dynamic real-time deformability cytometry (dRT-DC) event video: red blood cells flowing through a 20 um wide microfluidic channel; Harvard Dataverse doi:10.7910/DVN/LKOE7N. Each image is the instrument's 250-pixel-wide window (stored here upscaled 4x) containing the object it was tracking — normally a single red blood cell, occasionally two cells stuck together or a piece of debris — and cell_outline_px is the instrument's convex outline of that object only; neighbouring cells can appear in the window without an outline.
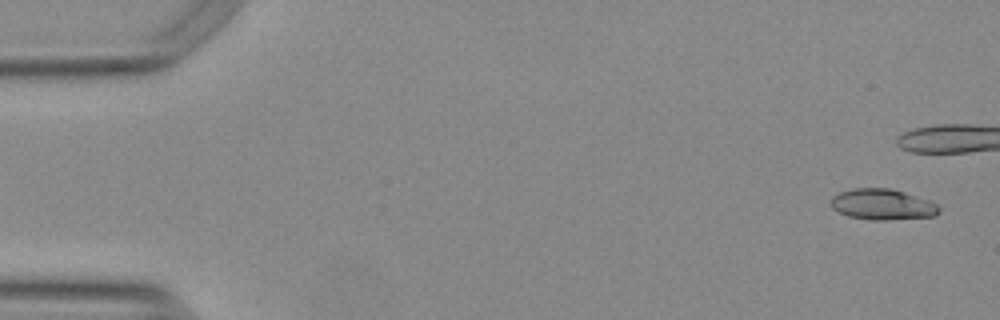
{"species": "Egyptian fruit bat (a non-hibernating species)", "species_latin": "Rousettus aegyptiacus", "temperature_condition": "warm", "stored_images_in_passage": 42, "camera_frame_rate_fps": 3000, "um_per_image_px": 0.085, "animal": {"sex": "female"}, "frame": {"image": 1, "passage_image": 2, "time_ms": 0.333, "image_size_px": [1000, 320], "cell_outline_px": [[940, 212], [932, 216], [884, 220], [872, 220], [848, 216], [832, 208], [832, 196], [840, 192], [856, 188], [888, 188], [904, 192], [928, 200], [936, 204], [940, 208]], "centroid_in_image_um": [75.0, 17.37], "position_along_channel_um": 10.0, "area_um2": 19.13}}
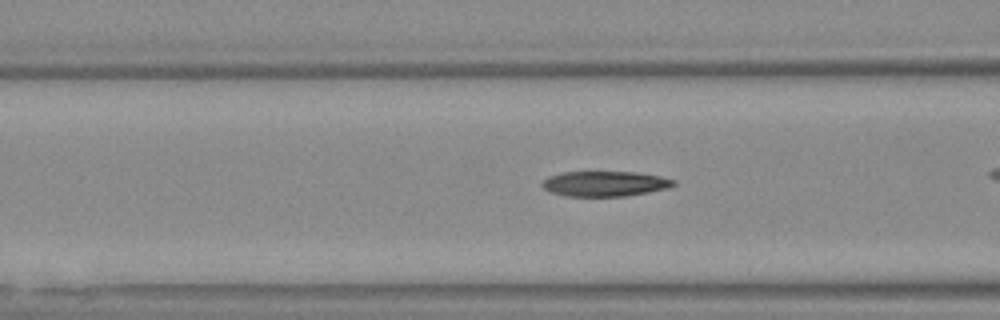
{"frame": {"image": 2, "passage_image": 21, "time_ms": 6.667, "image_size_px": [1000, 320], "cell_outline_px": [[676, 184], [672, 188], [624, 196], [564, 196], [552, 192], [544, 188], [540, 184], [548, 176], [564, 172], [632, 172], [660, 176], [676, 180]], "centroid_in_image_um": [51.44, 15.62], "position_along_channel_um": 115.2, "area_um2": 19.31}}
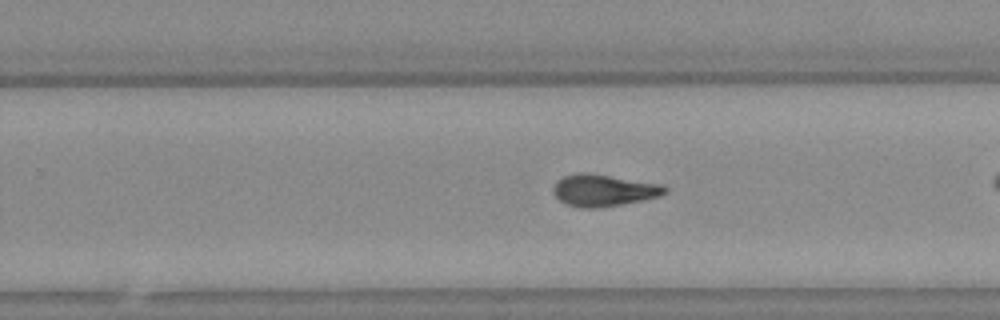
{"frame": {"image": 3, "passage_image": 34, "time_ms": 11.0, "image_size_px": [1000, 320], "cell_outline_px": [[668, 192], [660, 196], [600, 208], [580, 208], [568, 204], [560, 200], [552, 192], [552, 188], [556, 180], [564, 176], [580, 172], [664, 184], [668, 188]], "centroid_in_image_um": [51.3, 16.18], "position_along_channel_um": 278.5, "area_um2": 20.58}}